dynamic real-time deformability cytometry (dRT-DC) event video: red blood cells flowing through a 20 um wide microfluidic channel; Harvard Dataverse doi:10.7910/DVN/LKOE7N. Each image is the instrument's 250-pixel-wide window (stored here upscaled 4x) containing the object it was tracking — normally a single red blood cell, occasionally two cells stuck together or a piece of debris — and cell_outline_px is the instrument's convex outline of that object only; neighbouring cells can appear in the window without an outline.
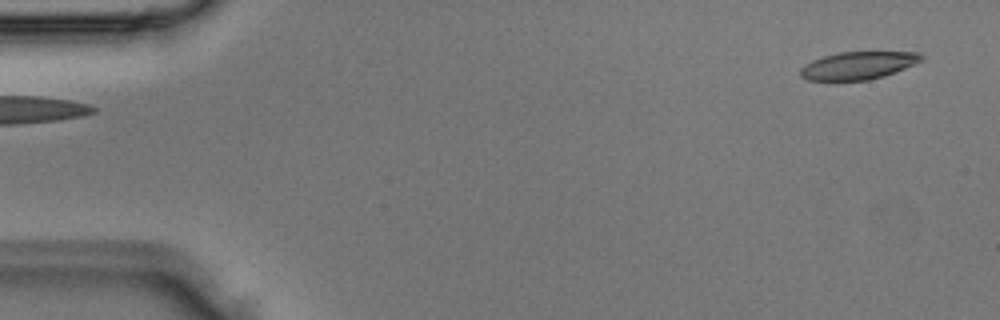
{"species": "Egyptian fruit bat (a non-hibernating species)", "species_latin": "Rousettus aegyptiacus", "temperature_condition": "room temperature", "stored_images_in_passage": 2, "segment_of_instrument_passage": [2, 2], "camera_frame_rate_fps": 3000, "um_per_image_px": 0.085, "animal": {"sex": "male"}, "frame": {"image": 1, "passage_image": 2, "time_ms": 0.333, "image_size_px": [1000, 320], "cell_outline_px": [[924, 60], [884, 76], [868, 80], [808, 80], [800, 76], [800, 68], [804, 64], [812, 60], [824, 56], [840, 52], [920, 52], [924, 56]], "centroid_in_image_um": [72.94, 5.56], "position_along_channel_um": 12.1, "area_um2": 19.48}}